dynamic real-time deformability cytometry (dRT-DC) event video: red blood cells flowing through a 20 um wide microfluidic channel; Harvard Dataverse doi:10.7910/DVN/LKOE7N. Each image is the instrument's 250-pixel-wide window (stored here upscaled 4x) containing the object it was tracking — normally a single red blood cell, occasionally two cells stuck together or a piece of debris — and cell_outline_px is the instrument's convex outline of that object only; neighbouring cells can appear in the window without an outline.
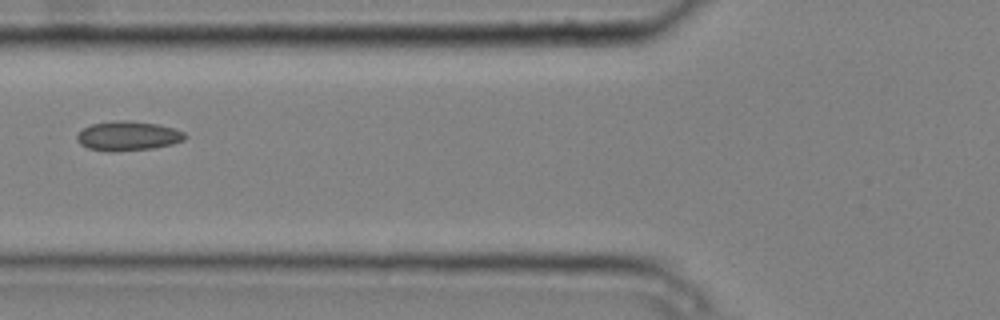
{"species": "common noctule bat (a hibernating species)", "species_latin": "Nyctalus noctula", "temperature_condition": "cold", "stored_images_in_passage": 5, "camera_frame_rate_fps": 3000, "um_per_image_px": 0.085, "animal": {"sex": "male", "body_mass_g": 20.4}, "frame": {"image": 1, "passage_image": 5, "time_ms": 1.333, "image_size_px": [1000, 320], "cell_outline_px": [[188, 136], [184, 140], [172, 144], [152, 148], [112, 152], [108, 152], [88, 148], [80, 144], [76, 140], [76, 136], [84, 128], [92, 124], [120, 120], [128, 120], [156, 124], [172, 128], [184, 132]], "centroid_in_image_um": [10.87, 11.56], "position_along_channel_um": 114.9, "area_um2": 18.44}}